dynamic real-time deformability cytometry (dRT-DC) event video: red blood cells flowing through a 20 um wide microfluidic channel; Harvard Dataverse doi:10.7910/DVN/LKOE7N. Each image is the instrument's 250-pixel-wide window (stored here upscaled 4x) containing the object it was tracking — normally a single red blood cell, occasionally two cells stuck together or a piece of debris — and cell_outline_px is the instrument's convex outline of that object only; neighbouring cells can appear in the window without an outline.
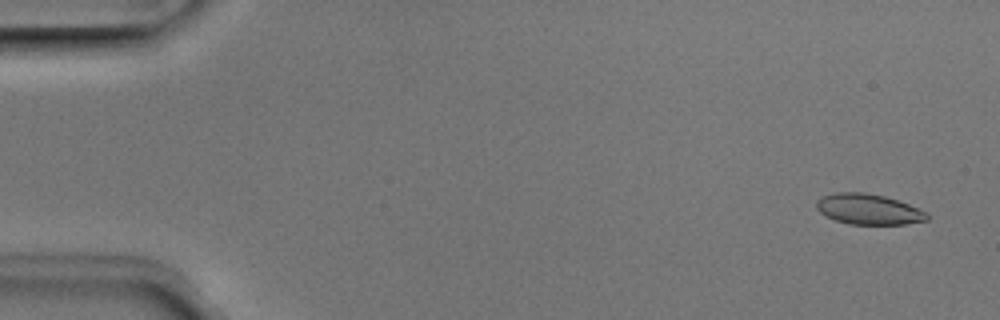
{"species": "Egyptian fruit bat (a non-hibernating species)", "species_latin": "Rousettus aegyptiacus", "temperature_condition": "room temperature", "stored_images_in_passage": 52, "camera_frame_rate_fps": 3000, "um_per_image_px": 0.085, "animal": {"sex": "male"}, "frame": {"image": 1, "passage_image": 3, "time_ms": 0.667, "image_size_px": [1000, 320], "cell_outline_px": [[928, 220], [904, 224], [848, 224], [836, 220], [820, 212], [816, 208], [816, 200], [820, 196], [836, 192], [864, 192], [884, 196], [908, 204], [928, 212]], "centroid_in_image_um": [73.8, 17.78], "position_along_channel_um": 11.2, "area_um2": 19.65}}
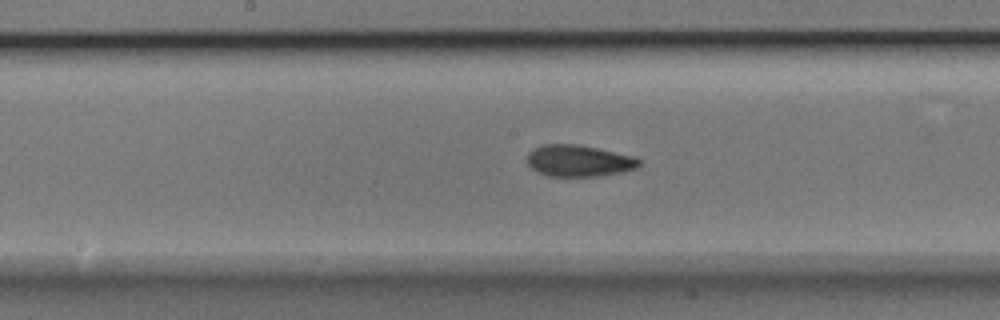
{"frame": {"image": 2, "passage_image": 27, "time_ms": 8.667, "image_size_px": [1000, 320], "cell_outline_px": [[640, 164], [636, 168], [624, 172], [600, 176], [548, 176], [536, 172], [528, 164], [528, 152], [532, 148], [540, 144], [576, 144], [636, 156], [640, 160]], "centroid_in_image_um": [49.19, 13.66], "position_along_channel_um": 199.0, "area_um2": 20.81}}
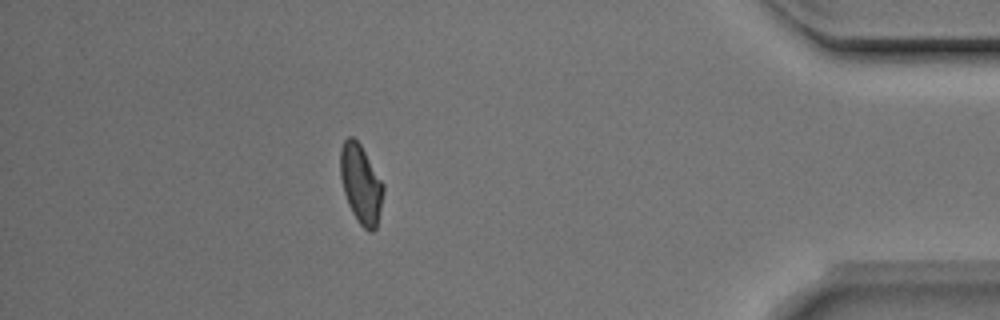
{"frame": {"image": 3, "passage_image": 46, "time_ms": 15.0, "image_size_px": [1000, 320], "cell_outline_px": [[384, 192], [376, 228], [372, 232], [368, 232], [360, 224], [352, 212], [348, 204], [344, 192], [340, 176], [340, 148], [344, 140], [348, 136], [352, 136], [360, 144], [384, 184]], "centroid_in_image_um": [30.67, 15.63], "position_along_channel_um": 404.5, "area_um2": 19.71}, "authors_computed_cell_mechanics": {"area_um2": 20.2589, "velocity_mm_per_s": 3.9484, "shape_relaxation_time_tau1_ms": 2.8899, "shape_relaxation_time_tau2_ms": 2.1675, "deformation_change_tau1": 0.1131, "deformation_change_tau2": 0.0667}}